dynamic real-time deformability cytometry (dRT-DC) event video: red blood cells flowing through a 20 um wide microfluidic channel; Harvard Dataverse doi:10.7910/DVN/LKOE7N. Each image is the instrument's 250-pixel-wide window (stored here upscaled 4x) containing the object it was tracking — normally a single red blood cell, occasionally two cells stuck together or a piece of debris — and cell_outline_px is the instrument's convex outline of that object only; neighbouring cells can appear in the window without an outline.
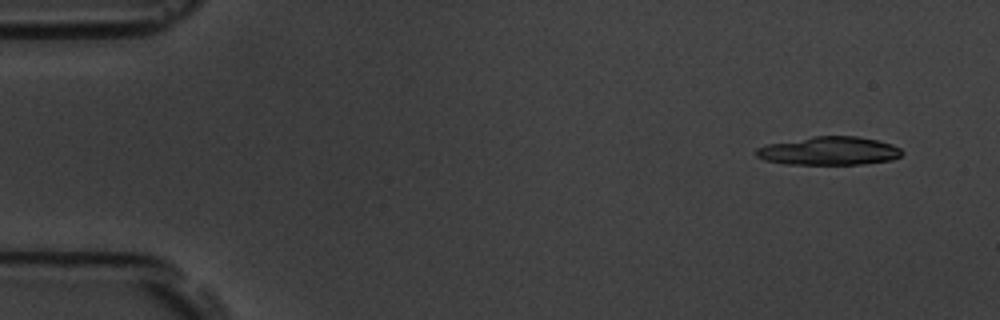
{"species": "common noctule bat (a hibernating species)", "species_latin": "Nyctalus noctula", "temperature_condition": "room temperature", "stored_images_in_passage": 6, "camera_frame_rate_fps": 3000, "um_per_image_px": 0.085, "animal": {"sex": "male", "body_mass_g": 19.5, "forearm_length_mm": 54.6}, "frame": {"image": 1, "passage_image": 1, "time_ms": 0.0, "image_size_px": [1000, 320], "cell_outline_px": [[904, 152], [900, 156], [892, 160], [864, 164], [784, 164], [764, 160], [756, 156], [756, 148], [768, 144], [812, 136], [856, 136], [876, 140], [892, 144], [900, 148]], "centroid_in_image_um": [70.48, 12.83], "position_along_channel_um": 14.5, "area_um2": 24.16}}